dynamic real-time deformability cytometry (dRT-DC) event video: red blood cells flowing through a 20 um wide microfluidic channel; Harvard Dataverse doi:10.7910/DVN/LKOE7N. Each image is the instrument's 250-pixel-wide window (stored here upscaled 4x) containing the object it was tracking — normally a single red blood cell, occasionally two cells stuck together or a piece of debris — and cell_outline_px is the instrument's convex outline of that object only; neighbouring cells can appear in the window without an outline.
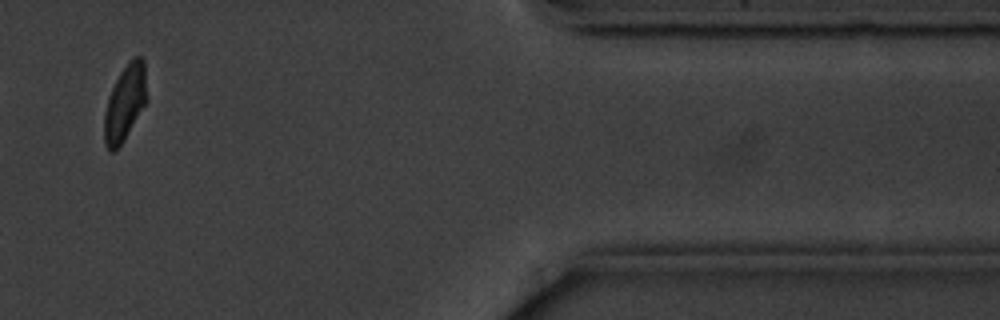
{"species": "common noctule bat (a hibernating species)", "species_latin": "Nyctalus noctula", "temperature_condition": "cold", "stored_images_in_passage": 13, "camera_frame_rate_fps": 3000, "um_per_image_px": 0.085, "animal": {"sex": "male", "body_mass_g": 20.1, "forearm_length_mm": 53.5}, "frame": {"image": 1, "passage_image": 11, "time_ms": 12.667, "image_size_px": [1000, 320], "cell_outline_px": [[148, 100], [124, 140], [112, 152], [104, 144], [104, 116], [108, 96], [120, 72], [128, 60], [132, 56], [140, 56], [144, 60], [148, 96]], "centroid_in_image_um": [10.65, 8.69], "position_along_channel_um": 400.8, "area_um2": 19.02}, "authors_computed_cell_mechanics": {"area_um2": 19.5942, "velocity_mm_per_s": 3.5243, "shape_relaxation_time_tau1_ms": 4.9446, "shape_relaxation_time_tau2_ms": null, "deformation_change_tau1": 0.1562, "deformation_change_tau2": null}}